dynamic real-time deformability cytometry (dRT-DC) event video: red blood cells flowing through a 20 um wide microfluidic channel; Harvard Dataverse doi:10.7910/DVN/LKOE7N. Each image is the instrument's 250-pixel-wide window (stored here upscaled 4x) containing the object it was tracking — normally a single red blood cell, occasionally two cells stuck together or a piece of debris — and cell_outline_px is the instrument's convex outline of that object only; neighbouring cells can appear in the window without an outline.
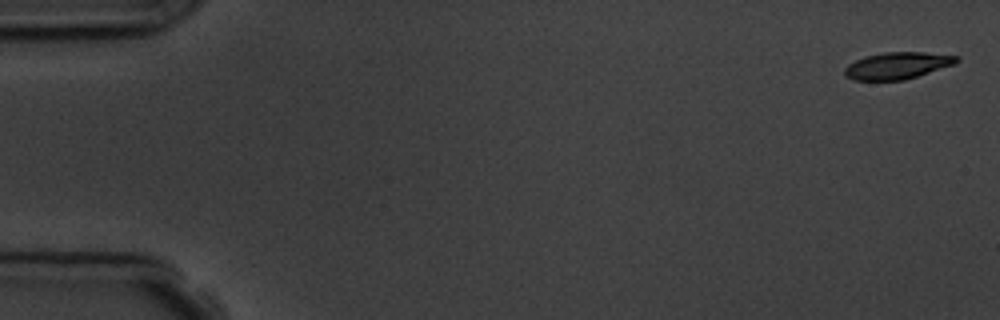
{"species": "common noctule bat (a hibernating species)", "species_latin": "Nyctalus noctula", "temperature_condition": "room temperature", "stored_images_in_passage": 11, "camera_frame_rate_fps": 3000, "um_per_image_px": 0.085, "animal": {"sex": "male", "body_mass_g": 19.5, "forearm_length_mm": 54.6}, "frame": {"image": 1, "passage_image": 1, "time_ms": 0.0, "image_size_px": [1000, 320], "cell_outline_px": [[960, 60], [956, 64], [904, 80], [852, 80], [844, 76], [844, 68], [848, 64], [864, 56], [884, 52], [924, 52], [960, 56]], "centroid_in_image_um": [76.28, 5.57], "position_along_channel_um": 8.7, "area_um2": 17.69}}
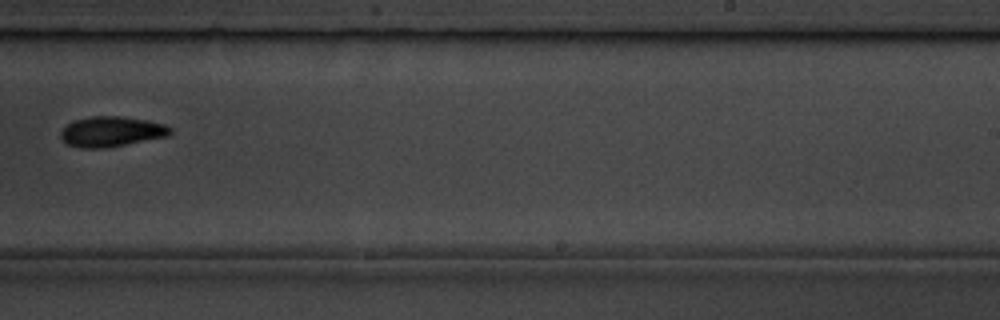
{"frame": {"image": 2, "passage_image": 10, "time_ms": 11.333, "image_size_px": [1000, 320], "cell_outline_px": [[172, 132], [168, 136], [104, 148], [80, 148], [68, 144], [60, 136], [60, 132], [72, 120], [92, 116], [120, 116], [148, 120], [164, 124], [172, 128]], "centroid_in_image_um": [9.47, 11.17], "position_along_channel_um": 279.5, "area_um2": 19.25}}
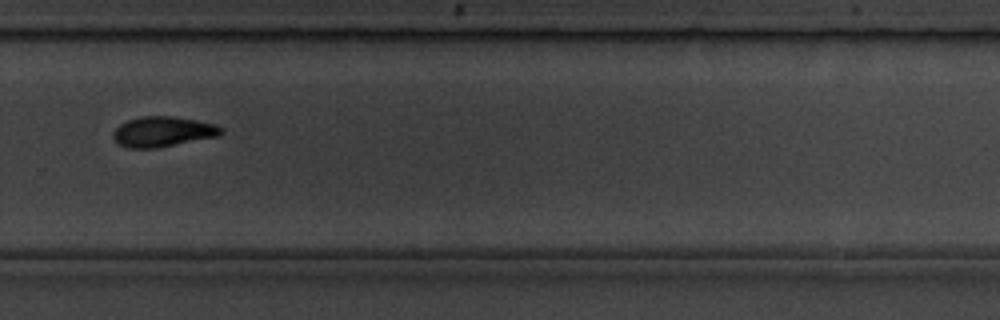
{"frame": {"image": 3, "passage_image": 11, "time_ms": 12.333, "image_size_px": [1000, 320], "cell_outline_px": [[224, 132], [220, 136], [156, 148], [128, 148], [120, 144], [112, 136], [116, 128], [120, 124], [128, 120], [144, 116], [172, 116], [196, 120], [216, 124], [224, 128]], "centroid_in_image_um": [13.9, 11.19], "position_along_channel_um": 315.9, "area_um2": 19.02}}